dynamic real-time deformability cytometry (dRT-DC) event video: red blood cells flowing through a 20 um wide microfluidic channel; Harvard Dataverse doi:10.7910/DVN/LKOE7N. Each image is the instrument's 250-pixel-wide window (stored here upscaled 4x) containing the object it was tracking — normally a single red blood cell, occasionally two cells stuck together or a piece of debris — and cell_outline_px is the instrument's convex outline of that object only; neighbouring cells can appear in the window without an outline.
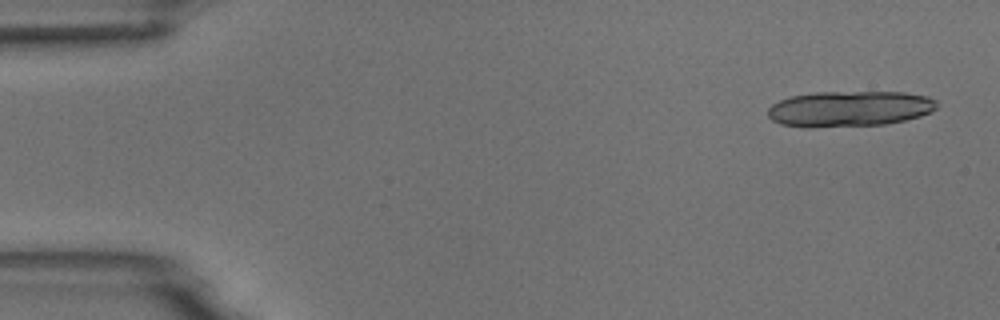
{"species": "common noctule bat (a hibernating species)", "species_latin": "Nyctalus noctula", "temperature_condition": "room temperature", "stored_images_in_passage": 5, "camera_frame_rate_fps": 3000, "um_per_image_px": 0.085, "animal": {"sex": "male", "body_mass_g": 18.8}, "frame": {"image": 1, "passage_image": 1, "time_ms": 0.0, "image_size_px": [1000, 320], "cell_outline_px": [[936, 108], [932, 112], [920, 116], [904, 120], [884, 124], [808, 128], [804, 128], [780, 124], [772, 120], [768, 116], [768, 108], [772, 104], [780, 100], [792, 96], [816, 92], [904, 92], [928, 96], [936, 100]], "centroid_in_image_um": [72.19, 9.25], "position_along_channel_um": 12.8, "area_um2": 35.32}}